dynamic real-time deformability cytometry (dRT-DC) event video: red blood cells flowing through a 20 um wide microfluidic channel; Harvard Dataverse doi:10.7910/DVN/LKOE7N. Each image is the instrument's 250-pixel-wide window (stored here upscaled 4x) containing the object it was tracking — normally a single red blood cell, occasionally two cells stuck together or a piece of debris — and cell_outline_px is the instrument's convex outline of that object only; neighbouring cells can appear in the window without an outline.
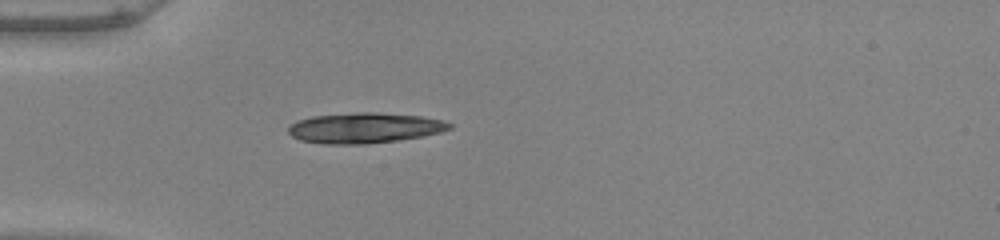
{"species": "common noctule bat (a hibernating species)", "species_latin": "Nyctalus noctula", "temperature_condition": "warm", "stored_images_in_passage": 37, "camera_frame_rate_fps": 3000, "um_per_image_px": 0.085, "animal": {"sex": "male", "body_mass_g": 20.0, "forearm_length_mm": 53.3}, "frame": {"image": 1, "passage_image": 1, "time_ms": 0.0, "image_size_px": [1000, 240], "cell_outline_px": [[452, 128], [440, 132], [424, 136], [400, 140], [364, 144], [324, 144], [300, 140], [292, 136], [288, 132], [288, 124], [296, 120], [312, 116], [356, 112], [376, 112], [420, 116], [444, 120], [452, 124]], "centroid_in_image_um": [30.97, 10.87], "position_along_channel_um": 54.0, "area_um2": 28.84}}